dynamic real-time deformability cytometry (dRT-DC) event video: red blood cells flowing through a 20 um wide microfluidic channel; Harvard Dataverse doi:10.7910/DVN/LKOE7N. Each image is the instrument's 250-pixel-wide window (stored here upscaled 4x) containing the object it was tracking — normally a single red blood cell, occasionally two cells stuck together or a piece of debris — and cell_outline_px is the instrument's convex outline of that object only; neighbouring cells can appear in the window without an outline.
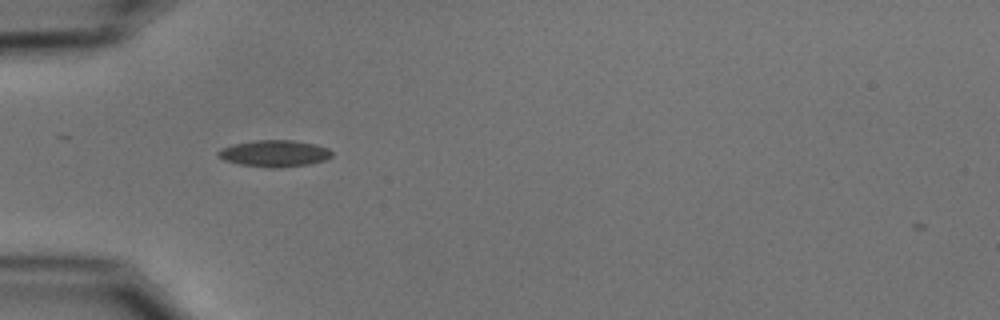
{"species": "common noctule bat (a hibernating species)", "species_latin": "Nyctalus noctula", "temperature_condition": "cold", "stored_images_in_passage": 39, "camera_frame_rate_fps": 3000, "um_per_image_px": 0.085, "animal": {"sex": "male", "body_mass_g": 15.6}, "frame": {"image": 1, "passage_image": 2, "time_ms": 0.333, "image_size_px": [1000, 320], "cell_outline_px": [[332, 156], [324, 160], [308, 164], [280, 168], [272, 168], [240, 164], [224, 160], [216, 156], [216, 152], [220, 148], [232, 144], [256, 140], [292, 140], [316, 144], [328, 148], [332, 152]], "centroid_in_image_um": [23.29, 13.04], "position_along_channel_um": 61.7, "area_um2": 17.74}}
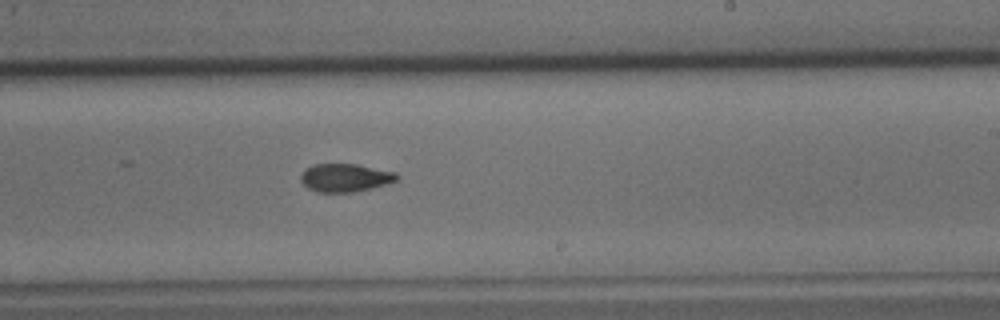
{"frame": {"image": 2, "passage_image": 18, "time_ms": 5.667, "image_size_px": [1000, 320], "cell_outline_px": [[400, 180], [388, 184], [372, 188], [352, 192], [316, 192], [308, 188], [300, 180], [300, 176], [304, 168], [312, 164], [356, 164], [396, 172], [400, 176]], "centroid_in_image_um": [29.36, 15.1], "position_along_channel_um": 259.6, "area_um2": 16.01}}
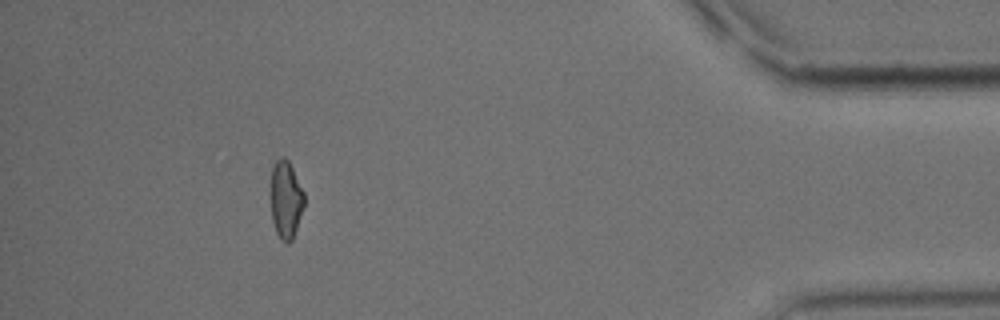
{"frame": {"image": 3, "passage_image": 34, "time_ms": 11.0, "image_size_px": [1000, 320], "cell_outline_px": [[304, 204], [292, 240], [288, 244], [280, 240], [276, 232], [272, 220], [272, 164], [280, 156], [284, 156], [288, 160], [304, 192]], "centroid_in_image_um": [24.3, 16.96], "position_along_channel_um": 410.9, "area_um2": 14.91}, "authors_computed_cell_mechanics": {"area_um2": 15.9528, "velocity_mm_per_s": 3.7631, "shape_relaxation_time_tau1_ms": 7.684, "shape_relaxation_time_tau2_ms": 5.0781, "deformation_change_tau1": 0.143, "deformation_change_tau2": 0.1105}}